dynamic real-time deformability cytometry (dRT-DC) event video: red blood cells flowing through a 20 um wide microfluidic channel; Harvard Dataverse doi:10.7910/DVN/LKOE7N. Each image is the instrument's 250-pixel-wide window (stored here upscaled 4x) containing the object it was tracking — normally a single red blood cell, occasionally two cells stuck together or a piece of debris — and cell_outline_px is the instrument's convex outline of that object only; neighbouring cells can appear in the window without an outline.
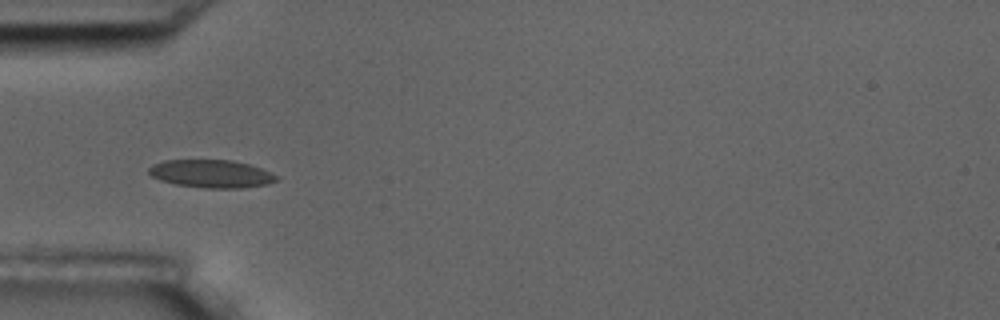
{"species": "common noctule bat (a hibernating species)", "species_latin": "Nyctalus noctula", "temperature_condition": "room temperature", "stored_images_in_passage": 6, "camera_frame_rate_fps": 3000, "um_per_image_px": 0.085, "animal": {"sex": "male", "body_mass_g": 17.5, "forearm_length_mm": 52.3}, "frame": {"image": 1, "passage_image": 5, "time_ms": 4.667, "image_size_px": [1000, 320], "cell_outline_px": [[280, 176], [276, 180], [268, 184], [244, 188], [204, 188], [176, 184], [160, 180], [152, 176], [148, 172], [148, 168], [152, 164], [164, 160], [232, 160], [248, 164], [260, 168]], "centroid_in_image_um": [17.96, 14.77], "position_along_channel_um": 67.0, "area_um2": 20.81}}